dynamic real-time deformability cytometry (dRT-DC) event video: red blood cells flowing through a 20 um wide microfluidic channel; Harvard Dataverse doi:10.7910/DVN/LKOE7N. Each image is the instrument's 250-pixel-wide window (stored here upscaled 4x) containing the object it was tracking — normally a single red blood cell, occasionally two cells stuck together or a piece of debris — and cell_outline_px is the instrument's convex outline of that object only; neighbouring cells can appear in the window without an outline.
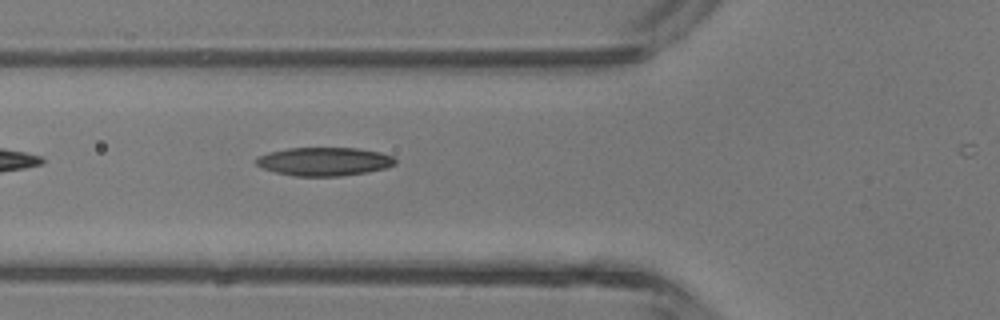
{"species": "common noctule bat (a hibernating species)", "species_latin": "Nyctalus noctula", "temperature_condition": "room temperature", "stored_images_in_passage": 5, "camera_frame_rate_fps": 3000, "um_per_image_px": 0.085, "animal": {"sex": "male", "body_mass_g": 13.3}, "frame": {"image": 1, "passage_image": 5, "time_ms": 5.0, "image_size_px": [1000, 320], "cell_outline_px": [[396, 164], [388, 168], [368, 172], [340, 176], [296, 176], [276, 172], [264, 168], [256, 164], [256, 156], [268, 152], [288, 148], [356, 148], [380, 152], [392, 156], [396, 160]], "centroid_in_image_um": [27.58, 13.72], "position_along_channel_um": 98.2, "area_um2": 23.12}}